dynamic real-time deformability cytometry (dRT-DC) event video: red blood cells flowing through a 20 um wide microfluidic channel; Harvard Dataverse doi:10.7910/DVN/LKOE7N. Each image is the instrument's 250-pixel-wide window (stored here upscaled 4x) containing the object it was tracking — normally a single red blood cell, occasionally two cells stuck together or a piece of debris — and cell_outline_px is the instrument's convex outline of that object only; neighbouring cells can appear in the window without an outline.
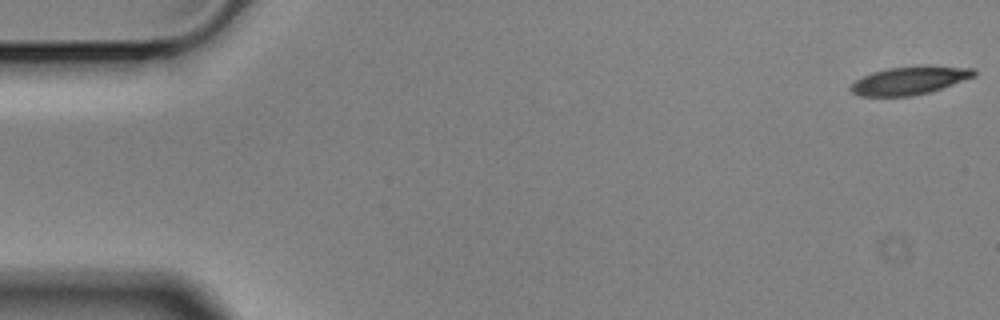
{"species": "Egyptian fruit bat (a non-hibernating species)", "species_latin": "Rousettus aegyptiacus", "temperature_condition": "cold", "stored_images_in_passage": 58, "camera_frame_rate_fps": 3000, "um_per_image_px": 0.085, "animal": {"sex": "male"}, "frame": {"image": 1, "passage_image": 1, "time_ms": 0.0, "image_size_px": [1000, 320], "cell_outline_px": [[976, 76], [928, 92], [912, 96], [860, 96], [852, 92], [848, 88], [856, 80], [872, 72], [888, 68], [972, 68], [976, 72]], "centroid_in_image_um": [77.22, 6.89], "position_along_channel_um": 7.8, "area_um2": 19.07}}
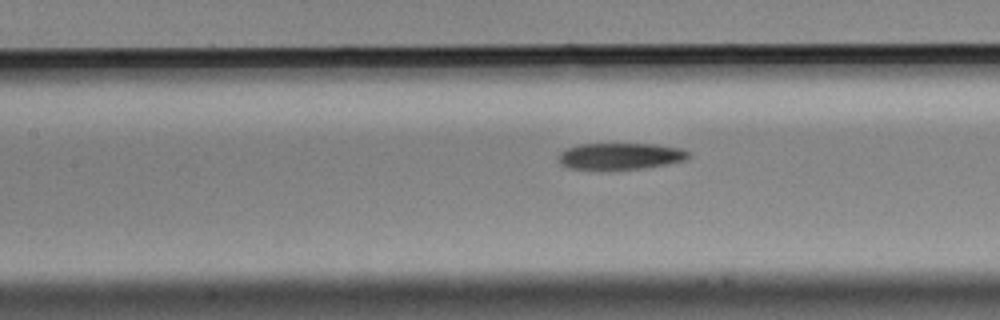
{"frame": {"image": 2, "passage_image": 25, "time_ms": 8.0, "image_size_px": [1000, 320], "cell_outline_px": [[692, 156], [684, 160], [644, 168], [604, 172], [600, 172], [568, 168], [560, 164], [560, 152], [568, 148], [580, 144], [656, 144], [680, 148], [692, 152]], "centroid_in_image_um": [52.71, 13.31], "position_along_channel_um": 154.7, "area_um2": 20.81}}
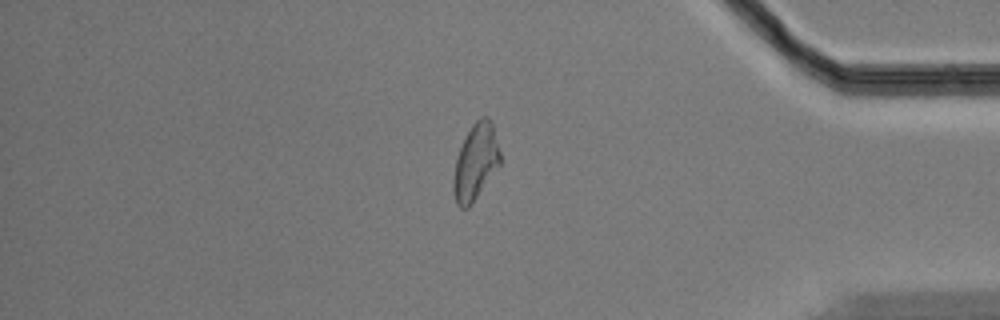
{"frame": {"image": 3, "passage_image": 48, "time_ms": 15.667, "image_size_px": [1000, 320], "cell_outline_px": [[500, 164], [472, 204], [468, 208], [460, 208], [456, 204], [452, 188], [452, 180], [456, 156], [472, 124], [480, 116], [488, 116], [492, 124], [500, 152]], "centroid_in_image_um": [40.4, 13.8], "position_along_channel_um": 394.8, "area_um2": 20.69}}